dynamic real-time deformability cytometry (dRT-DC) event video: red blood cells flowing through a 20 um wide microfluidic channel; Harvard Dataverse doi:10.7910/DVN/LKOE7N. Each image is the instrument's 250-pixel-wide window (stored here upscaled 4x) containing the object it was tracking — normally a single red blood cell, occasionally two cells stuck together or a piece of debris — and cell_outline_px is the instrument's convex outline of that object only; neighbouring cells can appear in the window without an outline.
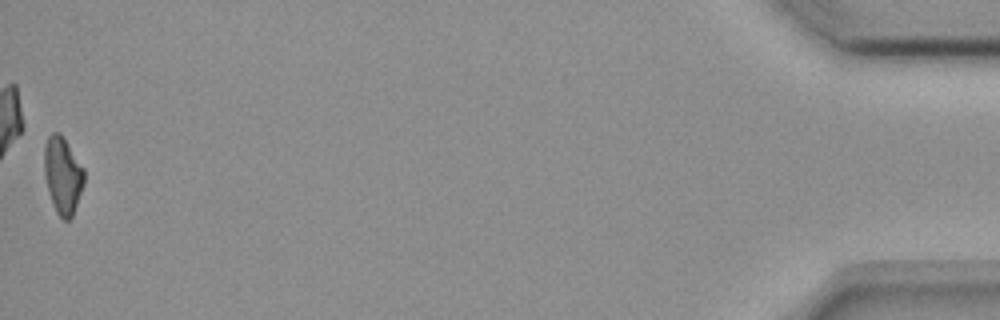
{"species": "common noctule bat (a hibernating species)", "species_latin": "Nyctalus noctula", "temperature_condition": "room temperature", "stored_images_in_passage": 54, "camera_frame_rate_fps": 3000, "um_per_image_px": 0.085, "animal": {"sex": "female", "body_mass_g": 18.4}, "frame": {"image": 1, "passage_image": 54, "time_ms": 17.667, "image_size_px": [1000, 320], "cell_outline_px": [[84, 184], [72, 216], [68, 220], [64, 220], [56, 212], [48, 192], [44, 172], [44, 148], [48, 136], [52, 132], [60, 132], [84, 168]], "centroid_in_image_um": [5.32, 14.88], "position_along_channel_um": 429.9, "area_um2": 17.8}, "authors_computed_cell_mechanics": {"area_um2": 18.496, "velocity_mm_per_s": 3.6579, "shape_relaxation_time_tau1_ms": 7.828, "shape_relaxation_time_tau2_ms": null, "deformation_change_tau1": 0.1882, "deformation_change_tau2": null}}